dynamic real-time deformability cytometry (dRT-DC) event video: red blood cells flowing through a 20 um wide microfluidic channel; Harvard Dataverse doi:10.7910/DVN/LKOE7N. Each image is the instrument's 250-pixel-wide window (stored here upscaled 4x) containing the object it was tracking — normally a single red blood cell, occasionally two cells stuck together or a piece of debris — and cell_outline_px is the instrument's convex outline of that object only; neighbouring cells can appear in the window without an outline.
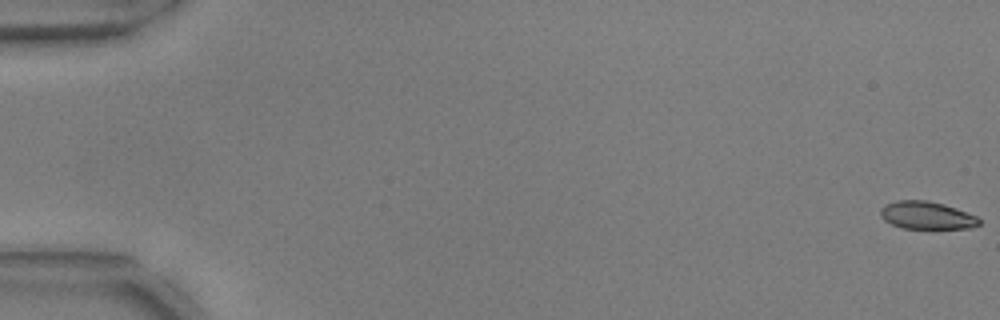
{"species": "common noctule bat (a hibernating species)", "species_latin": "Nyctalus noctula", "temperature_condition": "warm", "stored_images_in_passage": 17, "camera_frame_rate_fps": 3000, "um_per_image_px": 0.085, "animal": {"sex": "male", "body_mass_g": 17.9, "forearm_length_mm": 54.2}, "frame": {"image": 1, "passage_image": 1, "time_ms": 0.0, "image_size_px": [1000, 320], "cell_outline_px": [[980, 224], [972, 228], [900, 228], [884, 220], [880, 216], [880, 208], [884, 204], [896, 200], [928, 200], [944, 204], [956, 208], [976, 216], [980, 220]], "centroid_in_image_um": [78.74, 18.29], "position_along_channel_um": 6.3, "area_um2": 16.01}}
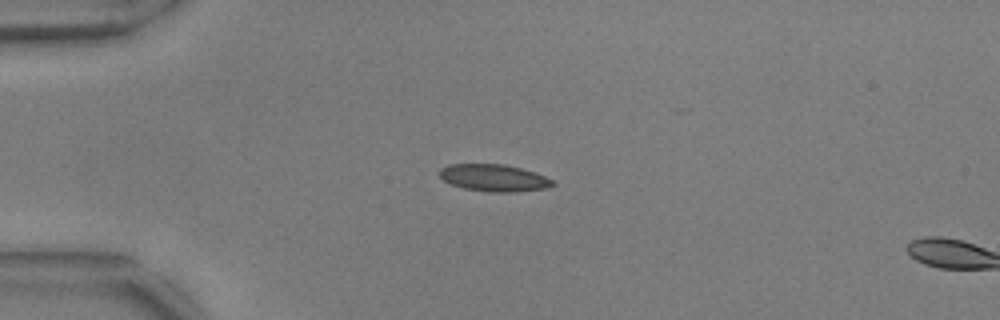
{"frame": {"image": 2, "passage_image": 15, "time_ms": 4.667, "image_size_px": [1000, 320], "cell_outline_px": [[556, 184], [548, 188], [516, 192], [488, 192], [464, 188], [452, 184], [444, 180], [440, 176], [440, 168], [448, 164], [504, 164], [520, 168], [544, 176], [552, 180]], "centroid_in_image_um": [41.98, 15.12], "position_along_channel_um": 43.0, "area_um2": 17.74}}